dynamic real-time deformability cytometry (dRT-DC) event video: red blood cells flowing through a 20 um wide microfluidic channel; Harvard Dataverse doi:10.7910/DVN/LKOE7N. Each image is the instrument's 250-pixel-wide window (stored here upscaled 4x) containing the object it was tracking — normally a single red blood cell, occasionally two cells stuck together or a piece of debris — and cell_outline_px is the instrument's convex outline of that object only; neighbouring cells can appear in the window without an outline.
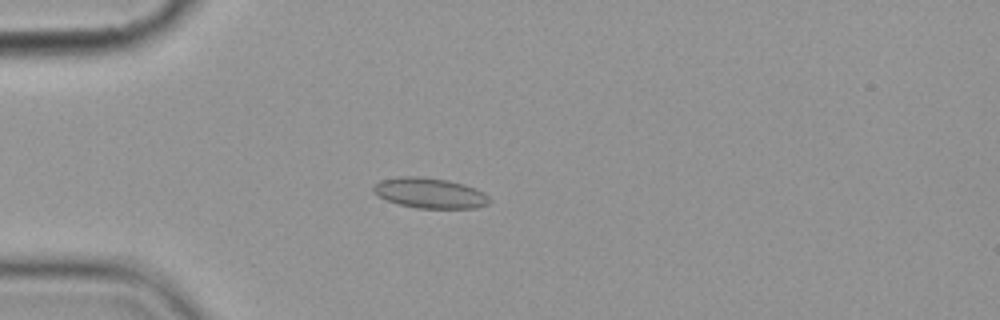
{"species": "common noctule bat (a hibernating species)", "species_latin": "Nyctalus noctula", "temperature_condition": "cold", "stored_images_in_passage": 5, "camera_frame_rate_fps": 3000, "um_per_image_px": 0.085, "animal": {"sex": "female", "body_mass_g": 19.9}, "frame": {"image": 1, "passage_image": 4, "time_ms": 4.333, "image_size_px": [1000, 320], "cell_outline_px": [[492, 200], [488, 204], [476, 208], [416, 208], [400, 204], [388, 200], [372, 192], [372, 188], [380, 180], [400, 176], [420, 176], [448, 180], [464, 184], [476, 188], [484, 192]], "centroid_in_image_um": [36.57, 16.4], "position_along_channel_um": 48.4, "area_um2": 20.58}}
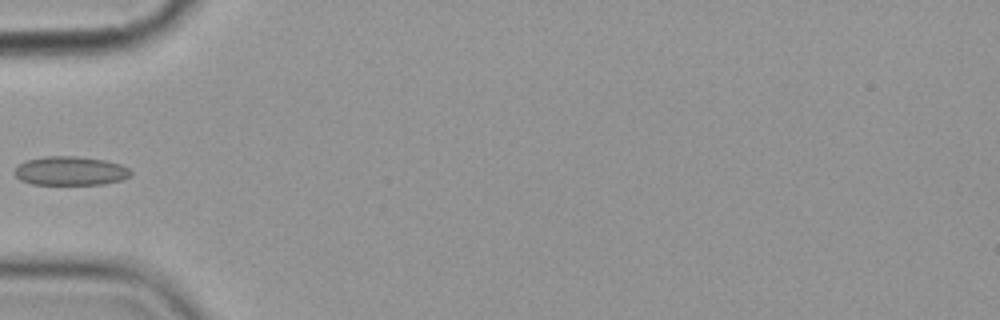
{"frame": {"image": 2, "passage_image": 5, "time_ms": 5.667, "image_size_px": [1000, 320], "cell_outline_px": [[132, 172], [128, 176], [120, 180], [104, 184], [32, 184], [20, 180], [12, 172], [16, 164], [24, 160], [44, 156], [76, 156], [104, 160], [120, 164], [128, 168]], "centroid_in_image_um": [5.9, 14.51], "position_along_channel_um": 79.1, "area_um2": 19.71}}